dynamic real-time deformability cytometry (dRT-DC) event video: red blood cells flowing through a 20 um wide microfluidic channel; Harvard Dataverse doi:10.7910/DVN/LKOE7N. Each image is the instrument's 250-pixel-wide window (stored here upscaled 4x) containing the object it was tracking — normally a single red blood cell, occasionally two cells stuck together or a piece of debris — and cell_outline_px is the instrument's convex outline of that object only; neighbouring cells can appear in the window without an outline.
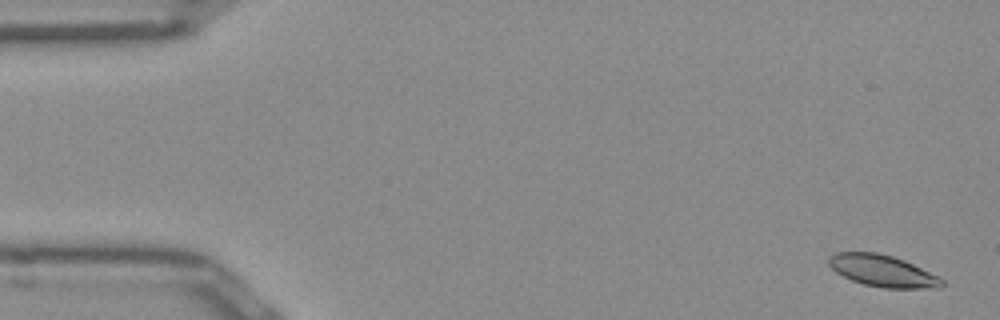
{"species": "Egyptian fruit bat (a non-hibernating species)", "species_latin": "Rousettus aegyptiacus", "temperature_condition": "room temperature", "stored_images_in_passage": 51, "camera_frame_rate_fps": 3000, "um_per_image_px": 0.085, "frame": {"image": 1, "passage_image": 2, "time_ms": 0.333, "image_size_px": [1000, 320], "cell_outline_px": [[944, 284], [940, 288], [884, 288], [864, 284], [852, 280], [836, 272], [828, 264], [828, 256], [836, 252], [876, 252], [892, 256], [912, 264], [940, 276], [944, 280]], "centroid_in_image_um": [75.03, 23.02], "position_along_channel_um": 10.0, "area_um2": 20.87}}
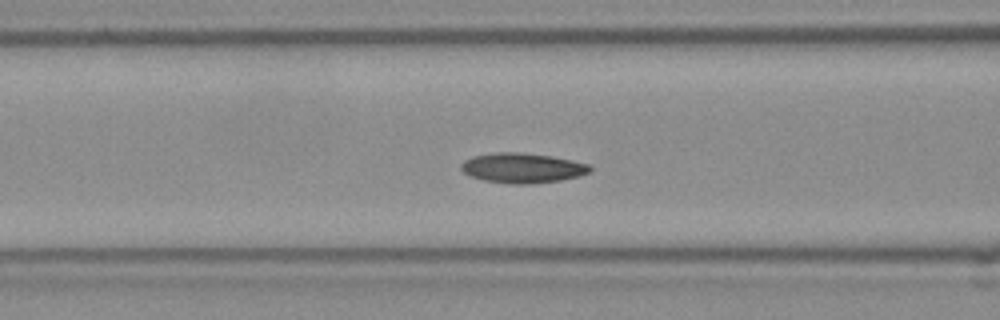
{"frame": {"image": 2, "passage_image": 20, "time_ms": 6.333, "image_size_px": [1000, 320], "cell_outline_px": [[592, 168], [588, 172], [580, 176], [560, 180], [532, 184], [508, 184], [484, 180], [472, 176], [464, 172], [460, 168], [460, 164], [464, 160], [472, 156], [496, 152], [520, 152], [552, 156], [572, 160], [588, 164]], "centroid_in_image_um": [44.39, 14.27], "position_along_channel_um": 122.2, "area_um2": 22.54}}
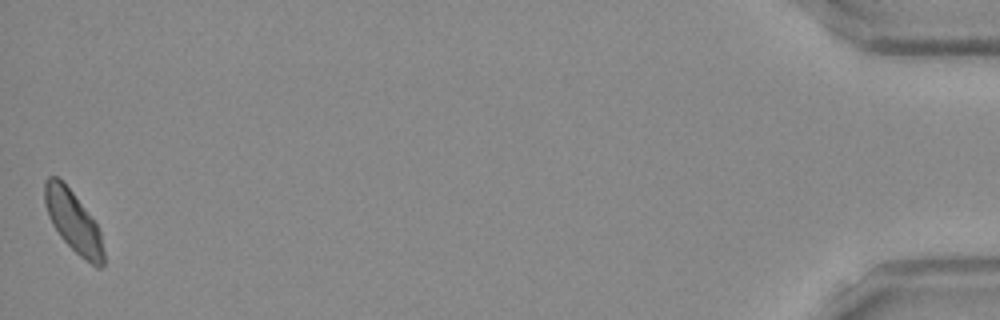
{"frame": {"image": 3, "passage_image": 51, "time_ms": 16.667, "image_size_px": [1000, 320], "cell_outline_px": [[104, 264], [100, 268], [96, 268], [80, 256], [60, 236], [52, 224], [48, 216], [44, 200], [44, 180], [48, 176], [56, 176], [72, 192], [96, 224], [100, 232], [104, 252]], "centroid_in_image_um": [6.22, 18.85], "position_along_channel_um": 429.0, "area_um2": 20.69}, "authors_computed_cell_mechanics": {"area_um2": 21.2704, "velocity_mm_per_s": 3.9254, "shape_relaxation_time_tau1_ms": 6.4693, "shape_relaxation_time_tau2_ms": null, "deformation_change_tau1": 0.1039, "deformation_change_tau2": null}}